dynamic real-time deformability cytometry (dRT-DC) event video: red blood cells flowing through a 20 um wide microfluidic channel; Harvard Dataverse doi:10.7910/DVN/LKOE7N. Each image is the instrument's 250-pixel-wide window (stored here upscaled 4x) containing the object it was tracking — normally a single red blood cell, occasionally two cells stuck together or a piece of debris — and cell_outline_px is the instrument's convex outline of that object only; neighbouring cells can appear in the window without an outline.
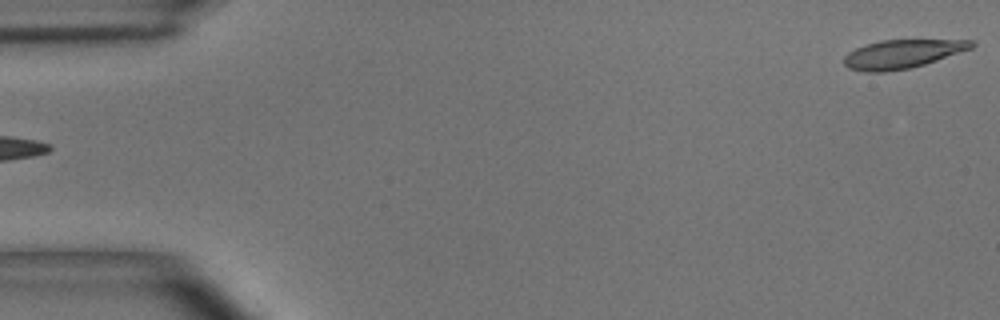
{"species": "common noctule bat (a hibernating species)", "species_latin": "Nyctalus noctula", "temperature_condition": "room temperature", "stored_images_in_passage": 54, "camera_frame_rate_fps": 3000, "um_per_image_px": 0.085, "animal": {"sex": "male", "body_mass_g": 15.6}, "frame": {"image": 1, "passage_image": 1, "time_ms": 0.0, "image_size_px": [1000, 320], "cell_outline_px": [[976, 44], [972, 48], [924, 64], [908, 68], [884, 72], [868, 72], [848, 68], [844, 64], [844, 56], [848, 52], [856, 48], [880, 40], [972, 40]], "centroid_in_image_um": [76.67, 4.58], "position_along_channel_um": 8.3, "area_um2": 20.98}}
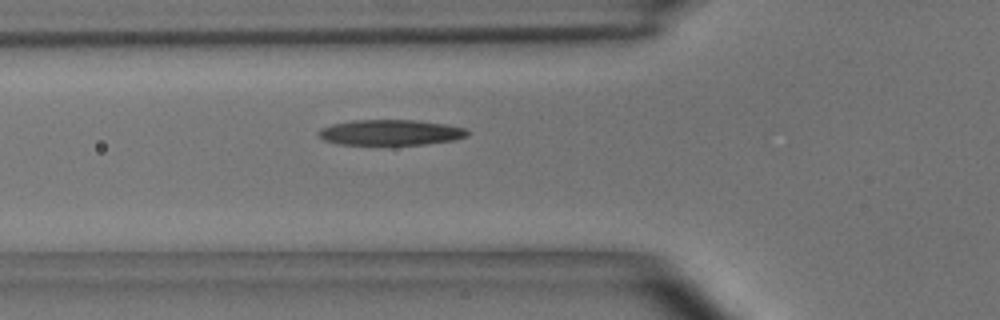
{"frame": {"image": 2, "passage_image": 19, "time_ms": 6.0, "image_size_px": [1000, 320], "cell_outline_px": [[472, 132], [468, 136], [456, 140], [424, 144], [340, 144], [324, 140], [316, 132], [320, 128], [332, 124], [352, 120], [416, 120], [444, 124], [464, 128]], "centroid_in_image_um": [33.22, 11.25], "position_along_channel_um": 92.6, "area_um2": 22.14}}
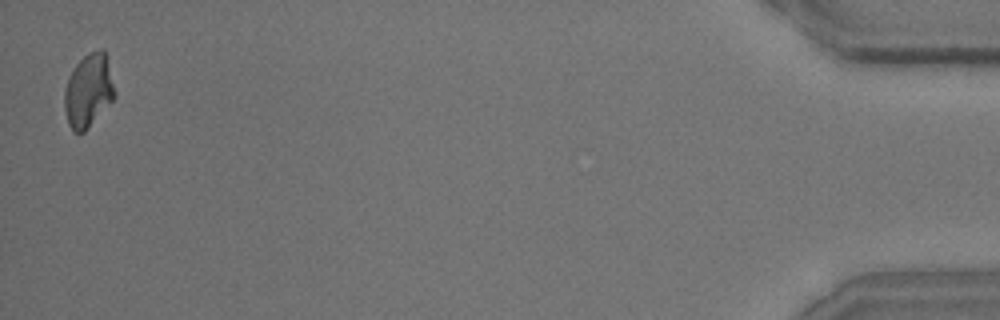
{"frame": {"image": 3, "passage_image": 54, "time_ms": 17.667, "image_size_px": [1000, 320], "cell_outline_px": [[116, 96], [84, 132], [72, 132], [68, 124], [64, 108], [64, 88], [76, 64], [88, 52], [100, 48], [104, 48], [108, 52]], "centroid_in_image_um": [7.54, 7.65], "position_along_channel_um": 427.7, "area_um2": 21.79}, "authors_computed_cell_mechanics": {"area_um2": 22.1663, "velocity_mm_per_s": 3.632, "shape_relaxation_time_tau1_ms": 4.8567, "shape_relaxation_time_tau2_ms": 4.18, "deformation_change_tau1": 0.1626, "deformation_change_tau2": 0.1216}}